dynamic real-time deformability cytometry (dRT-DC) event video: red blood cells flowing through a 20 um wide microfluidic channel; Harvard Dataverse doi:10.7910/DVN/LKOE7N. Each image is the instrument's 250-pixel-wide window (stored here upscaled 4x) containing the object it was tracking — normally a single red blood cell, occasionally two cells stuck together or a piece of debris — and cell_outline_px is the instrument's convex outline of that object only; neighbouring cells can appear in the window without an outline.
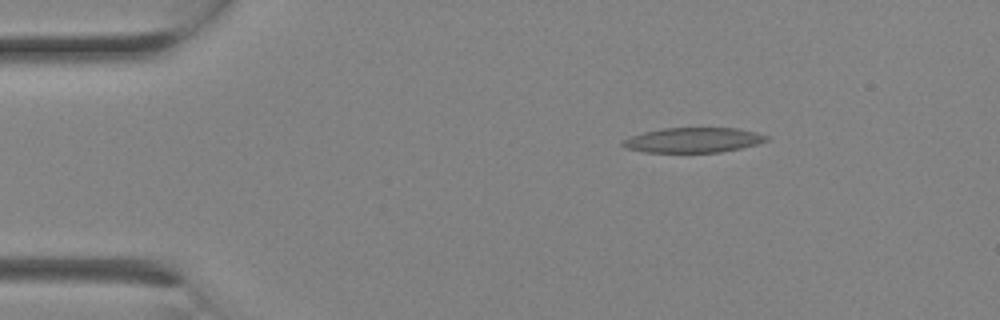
{"species": "Egyptian fruit bat (a non-hibernating species)", "species_latin": "Rousettus aegyptiacus", "temperature_condition": "room temperature", "stored_images_in_passage": 2, "camera_frame_rate_fps": 3000, "um_per_image_px": 0.085, "animal": {"sex": "female"}, "frame": {"image": 1, "passage_image": 1, "time_ms": 0.0, "image_size_px": [1000, 320], "cell_outline_px": [[768, 140], [756, 144], [740, 148], [720, 152], [644, 152], [624, 148], [620, 144], [624, 140], [632, 136], [644, 132], [664, 128], [736, 128], [756, 132], [768, 136]], "centroid_in_image_um": [58.91, 11.91], "position_along_channel_um": 26.1, "area_um2": 20.75}}